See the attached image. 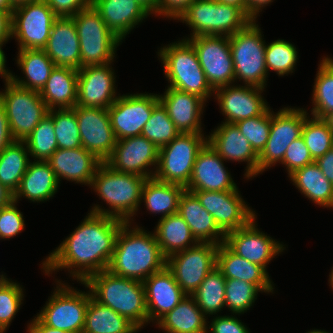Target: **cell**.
Returning a JSON list of instances; mask_svg holds the SVG:
<instances>
[{
	"mask_svg": "<svg viewBox=\"0 0 333 333\" xmlns=\"http://www.w3.org/2000/svg\"><path fill=\"white\" fill-rule=\"evenodd\" d=\"M125 222L106 215L91 213L43 262L46 274L61 268L74 270L73 277L83 283L90 275L107 270L116 238Z\"/></svg>",
	"mask_w": 333,
	"mask_h": 333,
	"instance_id": "cell-1",
	"label": "cell"
},
{
	"mask_svg": "<svg viewBox=\"0 0 333 333\" xmlns=\"http://www.w3.org/2000/svg\"><path fill=\"white\" fill-rule=\"evenodd\" d=\"M125 222L117 235L114 251L107 270L119 277L143 282L166 266L154 234L140 228L129 231Z\"/></svg>",
	"mask_w": 333,
	"mask_h": 333,
	"instance_id": "cell-2",
	"label": "cell"
},
{
	"mask_svg": "<svg viewBox=\"0 0 333 333\" xmlns=\"http://www.w3.org/2000/svg\"><path fill=\"white\" fill-rule=\"evenodd\" d=\"M83 284L91 289L96 301L126 317L138 329L149 321L143 282L104 270L90 275Z\"/></svg>",
	"mask_w": 333,
	"mask_h": 333,
	"instance_id": "cell-3",
	"label": "cell"
},
{
	"mask_svg": "<svg viewBox=\"0 0 333 333\" xmlns=\"http://www.w3.org/2000/svg\"><path fill=\"white\" fill-rule=\"evenodd\" d=\"M147 178L115 171L105 162L96 170L91 186L99 193L114 211H106L95 206L91 213L111 216L129 222L138 210L142 189Z\"/></svg>",
	"mask_w": 333,
	"mask_h": 333,
	"instance_id": "cell-4",
	"label": "cell"
},
{
	"mask_svg": "<svg viewBox=\"0 0 333 333\" xmlns=\"http://www.w3.org/2000/svg\"><path fill=\"white\" fill-rule=\"evenodd\" d=\"M158 53L170 88L198 95L204 100L212 94L211 91L214 92L207 82L194 47L187 39L170 44Z\"/></svg>",
	"mask_w": 333,
	"mask_h": 333,
	"instance_id": "cell-5",
	"label": "cell"
},
{
	"mask_svg": "<svg viewBox=\"0 0 333 333\" xmlns=\"http://www.w3.org/2000/svg\"><path fill=\"white\" fill-rule=\"evenodd\" d=\"M193 29V35L231 36L252 20L238 7L216 0H195L179 18Z\"/></svg>",
	"mask_w": 333,
	"mask_h": 333,
	"instance_id": "cell-6",
	"label": "cell"
},
{
	"mask_svg": "<svg viewBox=\"0 0 333 333\" xmlns=\"http://www.w3.org/2000/svg\"><path fill=\"white\" fill-rule=\"evenodd\" d=\"M80 41L81 68L111 63L122 42L91 5L71 16Z\"/></svg>",
	"mask_w": 333,
	"mask_h": 333,
	"instance_id": "cell-7",
	"label": "cell"
},
{
	"mask_svg": "<svg viewBox=\"0 0 333 333\" xmlns=\"http://www.w3.org/2000/svg\"><path fill=\"white\" fill-rule=\"evenodd\" d=\"M235 80H244L245 84L264 89L267 69L265 65L266 45L255 20L244 29L229 36Z\"/></svg>",
	"mask_w": 333,
	"mask_h": 333,
	"instance_id": "cell-8",
	"label": "cell"
},
{
	"mask_svg": "<svg viewBox=\"0 0 333 333\" xmlns=\"http://www.w3.org/2000/svg\"><path fill=\"white\" fill-rule=\"evenodd\" d=\"M198 133H180L170 143L159 148L154 178L186 188L192 175L195 159L207 143Z\"/></svg>",
	"mask_w": 333,
	"mask_h": 333,
	"instance_id": "cell-9",
	"label": "cell"
},
{
	"mask_svg": "<svg viewBox=\"0 0 333 333\" xmlns=\"http://www.w3.org/2000/svg\"><path fill=\"white\" fill-rule=\"evenodd\" d=\"M5 92H0L9 127L15 141H24L49 109L38 91L29 90L6 81Z\"/></svg>",
	"mask_w": 333,
	"mask_h": 333,
	"instance_id": "cell-10",
	"label": "cell"
},
{
	"mask_svg": "<svg viewBox=\"0 0 333 333\" xmlns=\"http://www.w3.org/2000/svg\"><path fill=\"white\" fill-rule=\"evenodd\" d=\"M218 246L214 243L198 242L166 259V267L187 295H193L204 278L217 267Z\"/></svg>",
	"mask_w": 333,
	"mask_h": 333,
	"instance_id": "cell-11",
	"label": "cell"
},
{
	"mask_svg": "<svg viewBox=\"0 0 333 333\" xmlns=\"http://www.w3.org/2000/svg\"><path fill=\"white\" fill-rule=\"evenodd\" d=\"M61 285L56 287L54 295L37 317L51 328L82 333L91 292H79Z\"/></svg>",
	"mask_w": 333,
	"mask_h": 333,
	"instance_id": "cell-12",
	"label": "cell"
},
{
	"mask_svg": "<svg viewBox=\"0 0 333 333\" xmlns=\"http://www.w3.org/2000/svg\"><path fill=\"white\" fill-rule=\"evenodd\" d=\"M58 16L45 0L19 5L12 11V37L19 42V50L43 49Z\"/></svg>",
	"mask_w": 333,
	"mask_h": 333,
	"instance_id": "cell-13",
	"label": "cell"
},
{
	"mask_svg": "<svg viewBox=\"0 0 333 333\" xmlns=\"http://www.w3.org/2000/svg\"><path fill=\"white\" fill-rule=\"evenodd\" d=\"M187 40L194 47L207 82L213 90L235 81L229 37L201 35Z\"/></svg>",
	"mask_w": 333,
	"mask_h": 333,
	"instance_id": "cell-14",
	"label": "cell"
},
{
	"mask_svg": "<svg viewBox=\"0 0 333 333\" xmlns=\"http://www.w3.org/2000/svg\"><path fill=\"white\" fill-rule=\"evenodd\" d=\"M159 103L158 95L155 94L119 96L108 108L116 140L141 136L144 125Z\"/></svg>",
	"mask_w": 333,
	"mask_h": 333,
	"instance_id": "cell-15",
	"label": "cell"
},
{
	"mask_svg": "<svg viewBox=\"0 0 333 333\" xmlns=\"http://www.w3.org/2000/svg\"><path fill=\"white\" fill-rule=\"evenodd\" d=\"M306 118V111L294 108H284L275 115L272 114L269 139L258 155V174L283 161L287 147L301 137Z\"/></svg>",
	"mask_w": 333,
	"mask_h": 333,
	"instance_id": "cell-16",
	"label": "cell"
},
{
	"mask_svg": "<svg viewBox=\"0 0 333 333\" xmlns=\"http://www.w3.org/2000/svg\"><path fill=\"white\" fill-rule=\"evenodd\" d=\"M200 204L213 216L216 225L227 233L246 226L255 213L245 205L238 190L229 191H189Z\"/></svg>",
	"mask_w": 333,
	"mask_h": 333,
	"instance_id": "cell-17",
	"label": "cell"
},
{
	"mask_svg": "<svg viewBox=\"0 0 333 333\" xmlns=\"http://www.w3.org/2000/svg\"><path fill=\"white\" fill-rule=\"evenodd\" d=\"M75 113L82 147L105 162L116 145L108 109L76 105Z\"/></svg>",
	"mask_w": 333,
	"mask_h": 333,
	"instance_id": "cell-18",
	"label": "cell"
},
{
	"mask_svg": "<svg viewBox=\"0 0 333 333\" xmlns=\"http://www.w3.org/2000/svg\"><path fill=\"white\" fill-rule=\"evenodd\" d=\"M159 148L143 136L116 140L111 156L105 163L115 171L134 174L145 178L154 177L155 173L145 169L158 165ZM153 174V175H151Z\"/></svg>",
	"mask_w": 333,
	"mask_h": 333,
	"instance_id": "cell-19",
	"label": "cell"
},
{
	"mask_svg": "<svg viewBox=\"0 0 333 333\" xmlns=\"http://www.w3.org/2000/svg\"><path fill=\"white\" fill-rule=\"evenodd\" d=\"M109 64L78 70L77 106L108 109L115 102V77Z\"/></svg>",
	"mask_w": 333,
	"mask_h": 333,
	"instance_id": "cell-20",
	"label": "cell"
},
{
	"mask_svg": "<svg viewBox=\"0 0 333 333\" xmlns=\"http://www.w3.org/2000/svg\"><path fill=\"white\" fill-rule=\"evenodd\" d=\"M253 218L246 226L231 231L225 235V244L238 256L249 262L260 265L266 270V265L274 256L284 250L283 245L258 231Z\"/></svg>",
	"mask_w": 333,
	"mask_h": 333,
	"instance_id": "cell-21",
	"label": "cell"
},
{
	"mask_svg": "<svg viewBox=\"0 0 333 333\" xmlns=\"http://www.w3.org/2000/svg\"><path fill=\"white\" fill-rule=\"evenodd\" d=\"M223 159L207 142L199 151L187 191H229L238 189L223 165Z\"/></svg>",
	"mask_w": 333,
	"mask_h": 333,
	"instance_id": "cell-22",
	"label": "cell"
},
{
	"mask_svg": "<svg viewBox=\"0 0 333 333\" xmlns=\"http://www.w3.org/2000/svg\"><path fill=\"white\" fill-rule=\"evenodd\" d=\"M216 91L221 111L227 116L225 123H236L240 120L262 115L267 104L261 97L262 88L245 85L242 87H219ZM260 94V95H259Z\"/></svg>",
	"mask_w": 333,
	"mask_h": 333,
	"instance_id": "cell-23",
	"label": "cell"
},
{
	"mask_svg": "<svg viewBox=\"0 0 333 333\" xmlns=\"http://www.w3.org/2000/svg\"><path fill=\"white\" fill-rule=\"evenodd\" d=\"M56 67L81 68L80 41L72 17H57L43 48Z\"/></svg>",
	"mask_w": 333,
	"mask_h": 333,
	"instance_id": "cell-24",
	"label": "cell"
},
{
	"mask_svg": "<svg viewBox=\"0 0 333 333\" xmlns=\"http://www.w3.org/2000/svg\"><path fill=\"white\" fill-rule=\"evenodd\" d=\"M143 285L149 321H158L187 295L166 266L144 280Z\"/></svg>",
	"mask_w": 333,
	"mask_h": 333,
	"instance_id": "cell-25",
	"label": "cell"
},
{
	"mask_svg": "<svg viewBox=\"0 0 333 333\" xmlns=\"http://www.w3.org/2000/svg\"><path fill=\"white\" fill-rule=\"evenodd\" d=\"M207 139L209 145L223 160L247 161L245 177L258 174V155L235 124H221Z\"/></svg>",
	"mask_w": 333,
	"mask_h": 333,
	"instance_id": "cell-26",
	"label": "cell"
},
{
	"mask_svg": "<svg viewBox=\"0 0 333 333\" xmlns=\"http://www.w3.org/2000/svg\"><path fill=\"white\" fill-rule=\"evenodd\" d=\"M158 98L180 133L201 134L200 116L205 101L203 98L170 87L164 96L158 95Z\"/></svg>",
	"mask_w": 333,
	"mask_h": 333,
	"instance_id": "cell-27",
	"label": "cell"
},
{
	"mask_svg": "<svg viewBox=\"0 0 333 333\" xmlns=\"http://www.w3.org/2000/svg\"><path fill=\"white\" fill-rule=\"evenodd\" d=\"M60 182L63 177L76 183L90 184L101 165L94 154L83 147L75 149H57L47 160Z\"/></svg>",
	"mask_w": 333,
	"mask_h": 333,
	"instance_id": "cell-28",
	"label": "cell"
},
{
	"mask_svg": "<svg viewBox=\"0 0 333 333\" xmlns=\"http://www.w3.org/2000/svg\"><path fill=\"white\" fill-rule=\"evenodd\" d=\"M92 6L120 40L150 14L136 0H92Z\"/></svg>",
	"mask_w": 333,
	"mask_h": 333,
	"instance_id": "cell-29",
	"label": "cell"
},
{
	"mask_svg": "<svg viewBox=\"0 0 333 333\" xmlns=\"http://www.w3.org/2000/svg\"><path fill=\"white\" fill-rule=\"evenodd\" d=\"M177 213L189 225L192 235L198 242H209L216 245L225 242V234L192 192L184 190L181 194ZM218 235L221 236L220 241L217 240Z\"/></svg>",
	"mask_w": 333,
	"mask_h": 333,
	"instance_id": "cell-30",
	"label": "cell"
},
{
	"mask_svg": "<svg viewBox=\"0 0 333 333\" xmlns=\"http://www.w3.org/2000/svg\"><path fill=\"white\" fill-rule=\"evenodd\" d=\"M217 268L226 279H238L252 283L264 292H272L274 289L269 275L263 267L238 256L225 243H220L218 246Z\"/></svg>",
	"mask_w": 333,
	"mask_h": 333,
	"instance_id": "cell-31",
	"label": "cell"
},
{
	"mask_svg": "<svg viewBox=\"0 0 333 333\" xmlns=\"http://www.w3.org/2000/svg\"><path fill=\"white\" fill-rule=\"evenodd\" d=\"M78 70L56 67L51 71L46 84L39 92L49 110L74 108L77 103Z\"/></svg>",
	"mask_w": 333,
	"mask_h": 333,
	"instance_id": "cell-32",
	"label": "cell"
},
{
	"mask_svg": "<svg viewBox=\"0 0 333 333\" xmlns=\"http://www.w3.org/2000/svg\"><path fill=\"white\" fill-rule=\"evenodd\" d=\"M58 184L55 173L47 161L30 162L14 193V201L17 202L21 196L33 202L50 199L57 191Z\"/></svg>",
	"mask_w": 333,
	"mask_h": 333,
	"instance_id": "cell-33",
	"label": "cell"
},
{
	"mask_svg": "<svg viewBox=\"0 0 333 333\" xmlns=\"http://www.w3.org/2000/svg\"><path fill=\"white\" fill-rule=\"evenodd\" d=\"M204 315L194 297L186 295L180 303L158 320V324L167 333H207Z\"/></svg>",
	"mask_w": 333,
	"mask_h": 333,
	"instance_id": "cell-34",
	"label": "cell"
},
{
	"mask_svg": "<svg viewBox=\"0 0 333 333\" xmlns=\"http://www.w3.org/2000/svg\"><path fill=\"white\" fill-rule=\"evenodd\" d=\"M18 54L17 63L26 74L27 81L19 80L14 75L10 76V80L20 87L40 92L55 68L54 62L43 49H22Z\"/></svg>",
	"mask_w": 333,
	"mask_h": 333,
	"instance_id": "cell-35",
	"label": "cell"
},
{
	"mask_svg": "<svg viewBox=\"0 0 333 333\" xmlns=\"http://www.w3.org/2000/svg\"><path fill=\"white\" fill-rule=\"evenodd\" d=\"M163 256L167 259L174 253L190 248L189 243H198L189 225L178 214L160 218L154 233Z\"/></svg>",
	"mask_w": 333,
	"mask_h": 333,
	"instance_id": "cell-36",
	"label": "cell"
},
{
	"mask_svg": "<svg viewBox=\"0 0 333 333\" xmlns=\"http://www.w3.org/2000/svg\"><path fill=\"white\" fill-rule=\"evenodd\" d=\"M296 187L314 203L333 207V184L314 161L289 175Z\"/></svg>",
	"mask_w": 333,
	"mask_h": 333,
	"instance_id": "cell-37",
	"label": "cell"
},
{
	"mask_svg": "<svg viewBox=\"0 0 333 333\" xmlns=\"http://www.w3.org/2000/svg\"><path fill=\"white\" fill-rule=\"evenodd\" d=\"M137 330L126 317L90 297L82 333H135Z\"/></svg>",
	"mask_w": 333,
	"mask_h": 333,
	"instance_id": "cell-38",
	"label": "cell"
},
{
	"mask_svg": "<svg viewBox=\"0 0 333 333\" xmlns=\"http://www.w3.org/2000/svg\"><path fill=\"white\" fill-rule=\"evenodd\" d=\"M185 188L177 184L162 182L154 177L144 183L141 198L146 208L153 213H163L161 218L178 212L179 199Z\"/></svg>",
	"mask_w": 333,
	"mask_h": 333,
	"instance_id": "cell-39",
	"label": "cell"
},
{
	"mask_svg": "<svg viewBox=\"0 0 333 333\" xmlns=\"http://www.w3.org/2000/svg\"><path fill=\"white\" fill-rule=\"evenodd\" d=\"M24 144V141H14L0 153V183L13 193L18 189L30 163Z\"/></svg>",
	"mask_w": 333,
	"mask_h": 333,
	"instance_id": "cell-40",
	"label": "cell"
},
{
	"mask_svg": "<svg viewBox=\"0 0 333 333\" xmlns=\"http://www.w3.org/2000/svg\"><path fill=\"white\" fill-rule=\"evenodd\" d=\"M226 278L216 267L202 281L198 289L193 293L197 306L202 312L216 314L225 305Z\"/></svg>",
	"mask_w": 333,
	"mask_h": 333,
	"instance_id": "cell-41",
	"label": "cell"
},
{
	"mask_svg": "<svg viewBox=\"0 0 333 333\" xmlns=\"http://www.w3.org/2000/svg\"><path fill=\"white\" fill-rule=\"evenodd\" d=\"M312 113L315 118L324 119L333 114V60L325 58L319 66L313 90Z\"/></svg>",
	"mask_w": 333,
	"mask_h": 333,
	"instance_id": "cell-42",
	"label": "cell"
},
{
	"mask_svg": "<svg viewBox=\"0 0 333 333\" xmlns=\"http://www.w3.org/2000/svg\"><path fill=\"white\" fill-rule=\"evenodd\" d=\"M48 115L52 118L56 141L59 149L82 147L77 117L74 108L51 109Z\"/></svg>",
	"mask_w": 333,
	"mask_h": 333,
	"instance_id": "cell-43",
	"label": "cell"
},
{
	"mask_svg": "<svg viewBox=\"0 0 333 333\" xmlns=\"http://www.w3.org/2000/svg\"><path fill=\"white\" fill-rule=\"evenodd\" d=\"M24 142L30 155L37 161H47L58 149L52 118L45 116Z\"/></svg>",
	"mask_w": 333,
	"mask_h": 333,
	"instance_id": "cell-44",
	"label": "cell"
},
{
	"mask_svg": "<svg viewBox=\"0 0 333 333\" xmlns=\"http://www.w3.org/2000/svg\"><path fill=\"white\" fill-rule=\"evenodd\" d=\"M180 134L166 109L159 103L152 111L150 119L143 127L141 136L146 137L158 148L170 143Z\"/></svg>",
	"mask_w": 333,
	"mask_h": 333,
	"instance_id": "cell-45",
	"label": "cell"
},
{
	"mask_svg": "<svg viewBox=\"0 0 333 333\" xmlns=\"http://www.w3.org/2000/svg\"><path fill=\"white\" fill-rule=\"evenodd\" d=\"M314 161L333 147V136L324 119H305L301 134Z\"/></svg>",
	"mask_w": 333,
	"mask_h": 333,
	"instance_id": "cell-46",
	"label": "cell"
},
{
	"mask_svg": "<svg viewBox=\"0 0 333 333\" xmlns=\"http://www.w3.org/2000/svg\"><path fill=\"white\" fill-rule=\"evenodd\" d=\"M271 121L272 112L268 108L262 115L240 120L234 124L259 155L269 139Z\"/></svg>",
	"mask_w": 333,
	"mask_h": 333,
	"instance_id": "cell-47",
	"label": "cell"
},
{
	"mask_svg": "<svg viewBox=\"0 0 333 333\" xmlns=\"http://www.w3.org/2000/svg\"><path fill=\"white\" fill-rule=\"evenodd\" d=\"M296 47L285 40H277L266 45L265 65L267 71L274 70L280 76L293 72L297 61Z\"/></svg>",
	"mask_w": 333,
	"mask_h": 333,
	"instance_id": "cell-48",
	"label": "cell"
},
{
	"mask_svg": "<svg viewBox=\"0 0 333 333\" xmlns=\"http://www.w3.org/2000/svg\"><path fill=\"white\" fill-rule=\"evenodd\" d=\"M261 290L254 284L238 279H226L225 305L233 313L249 310Z\"/></svg>",
	"mask_w": 333,
	"mask_h": 333,
	"instance_id": "cell-49",
	"label": "cell"
},
{
	"mask_svg": "<svg viewBox=\"0 0 333 333\" xmlns=\"http://www.w3.org/2000/svg\"><path fill=\"white\" fill-rule=\"evenodd\" d=\"M22 288L3 277L0 280V333H3L18 312L23 300Z\"/></svg>",
	"mask_w": 333,
	"mask_h": 333,
	"instance_id": "cell-50",
	"label": "cell"
},
{
	"mask_svg": "<svg viewBox=\"0 0 333 333\" xmlns=\"http://www.w3.org/2000/svg\"><path fill=\"white\" fill-rule=\"evenodd\" d=\"M314 162L302 136L294 140L285 151L282 164L287 166L288 174Z\"/></svg>",
	"mask_w": 333,
	"mask_h": 333,
	"instance_id": "cell-51",
	"label": "cell"
},
{
	"mask_svg": "<svg viewBox=\"0 0 333 333\" xmlns=\"http://www.w3.org/2000/svg\"><path fill=\"white\" fill-rule=\"evenodd\" d=\"M16 203L0 208V238L14 237L24 229L23 214L17 210Z\"/></svg>",
	"mask_w": 333,
	"mask_h": 333,
	"instance_id": "cell-52",
	"label": "cell"
},
{
	"mask_svg": "<svg viewBox=\"0 0 333 333\" xmlns=\"http://www.w3.org/2000/svg\"><path fill=\"white\" fill-rule=\"evenodd\" d=\"M58 17H71L92 5V0H45Z\"/></svg>",
	"mask_w": 333,
	"mask_h": 333,
	"instance_id": "cell-53",
	"label": "cell"
},
{
	"mask_svg": "<svg viewBox=\"0 0 333 333\" xmlns=\"http://www.w3.org/2000/svg\"><path fill=\"white\" fill-rule=\"evenodd\" d=\"M212 333H249L247 328L235 317L219 316L211 323Z\"/></svg>",
	"mask_w": 333,
	"mask_h": 333,
	"instance_id": "cell-54",
	"label": "cell"
},
{
	"mask_svg": "<svg viewBox=\"0 0 333 333\" xmlns=\"http://www.w3.org/2000/svg\"><path fill=\"white\" fill-rule=\"evenodd\" d=\"M195 0H159L158 11L160 15L171 18H179L189 8V5Z\"/></svg>",
	"mask_w": 333,
	"mask_h": 333,
	"instance_id": "cell-55",
	"label": "cell"
},
{
	"mask_svg": "<svg viewBox=\"0 0 333 333\" xmlns=\"http://www.w3.org/2000/svg\"><path fill=\"white\" fill-rule=\"evenodd\" d=\"M14 141L4 105L0 102V153Z\"/></svg>",
	"mask_w": 333,
	"mask_h": 333,
	"instance_id": "cell-56",
	"label": "cell"
},
{
	"mask_svg": "<svg viewBox=\"0 0 333 333\" xmlns=\"http://www.w3.org/2000/svg\"><path fill=\"white\" fill-rule=\"evenodd\" d=\"M12 37V11H0V45Z\"/></svg>",
	"mask_w": 333,
	"mask_h": 333,
	"instance_id": "cell-57",
	"label": "cell"
},
{
	"mask_svg": "<svg viewBox=\"0 0 333 333\" xmlns=\"http://www.w3.org/2000/svg\"><path fill=\"white\" fill-rule=\"evenodd\" d=\"M315 162L323 175L333 184V147Z\"/></svg>",
	"mask_w": 333,
	"mask_h": 333,
	"instance_id": "cell-58",
	"label": "cell"
},
{
	"mask_svg": "<svg viewBox=\"0 0 333 333\" xmlns=\"http://www.w3.org/2000/svg\"><path fill=\"white\" fill-rule=\"evenodd\" d=\"M35 318L29 325L28 328L29 333H71L68 331L51 328L45 325L38 317Z\"/></svg>",
	"mask_w": 333,
	"mask_h": 333,
	"instance_id": "cell-59",
	"label": "cell"
},
{
	"mask_svg": "<svg viewBox=\"0 0 333 333\" xmlns=\"http://www.w3.org/2000/svg\"><path fill=\"white\" fill-rule=\"evenodd\" d=\"M272 0H247V16L253 21L260 12L261 7L269 4Z\"/></svg>",
	"mask_w": 333,
	"mask_h": 333,
	"instance_id": "cell-60",
	"label": "cell"
},
{
	"mask_svg": "<svg viewBox=\"0 0 333 333\" xmlns=\"http://www.w3.org/2000/svg\"><path fill=\"white\" fill-rule=\"evenodd\" d=\"M14 201V193L0 183V208L5 207Z\"/></svg>",
	"mask_w": 333,
	"mask_h": 333,
	"instance_id": "cell-61",
	"label": "cell"
},
{
	"mask_svg": "<svg viewBox=\"0 0 333 333\" xmlns=\"http://www.w3.org/2000/svg\"><path fill=\"white\" fill-rule=\"evenodd\" d=\"M142 7H144L150 14H156L158 11L159 0H136Z\"/></svg>",
	"mask_w": 333,
	"mask_h": 333,
	"instance_id": "cell-62",
	"label": "cell"
},
{
	"mask_svg": "<svg viewBox=\"0 0 333 333\" xmlns=\"http://www.w3.org/2000/svg\"><path fill=\"white\" fill-rule=\"evenodd\" d=\"M219 3L240 8L247 15V0H216Z\"/></svg>",
	"mask_w": 333,
	"mask_h": 333,
	"instance_id": "cell-63",
	"label": "cell"
},
{
	"mask_svg": "<svg viewBox=\"0 0 333 333\" xmlns=\"http://www.w3.org/2000/svg\"><path fill=\"white\" fill-rule=\"evenodd\" d=\"M1 47L2 45H0V74L4 77L5 81H8L12 74L5 69V54Z\"/></svg>",
	"mask_w": 333,
	"mask_h": 333,
	"instance_id": "cell-64",
	"label": "cell"
},
{
	"mask_svg": "<svg viewBox=\"0 0 333 333\" xmlns=\"http://www.w3.org/2000/svg\"><path fill=\"white\" fill-rule=\"evenodd\" d=\"M14 8L9 0H0V11H13Z\"/></svg>",
	"mask_w": 333,
	"mask_h": 333,
	"instance_id": "cell-65",
	"label": "cell"
},
{
	"mask_svg": "<svg viewBox=\"0 0 333 333\" xmlns=\"http://www.w3.org/2000/svg\"><path fill=\"white\" fill-rule=\"evenodd\" d=\"M324 121L328 124L329 130L333 136V114L325 117Z\"/></svg>",
	"mask_w": 333,
	"mask_h": 333,
	"instance_id": "cell-66",
	"label": "cell"
},
{
	"mask_svg": "<svg viewBox=\"0 0 333 333\" xmlns=\"http://www.w3.org/2000/svg\"><path fill=\"white\" fill-rule=\"evenodd\" d=\"M9 1L14 7H17L19 5L26 4V3L33 2V1H37V0H9Z\"/></svg>",
	"mask_w": 333,
	"mask_h": 333,
	"instance_id": "cell-67",
	"label": "cell"
},
{
	"mask_svg": "<svg viewBox=\"0 0 333 333\" xmlns=\"http://www.w3.org/2000/svg\"><path fill=\"white\" fill-rule=\"evenodd\" d=\"M308 333H328V332L321 331V330H313V331H309Z\"/></svg>",
	"mask_w": 333,
	"mask_h": 333,
	"instance_id": "cell-68",
	"label": "cell"
},
{
	"mask_svg": "<svg viewBox=\"0 0 333 333\" xmlns=\"http://www.w3.org/2000/svg\"><path fill=\"white\" fill-rule=\"evenodd\" d=\"M329 281H330L331 287H333V270H332V272H331V274H330V279H329Z\"/></svg>",
	"mask_w": 333,
	"mask_h": 333,
	"instance_id": "cell-69",
	"label": "cell"
}]
</instances>
